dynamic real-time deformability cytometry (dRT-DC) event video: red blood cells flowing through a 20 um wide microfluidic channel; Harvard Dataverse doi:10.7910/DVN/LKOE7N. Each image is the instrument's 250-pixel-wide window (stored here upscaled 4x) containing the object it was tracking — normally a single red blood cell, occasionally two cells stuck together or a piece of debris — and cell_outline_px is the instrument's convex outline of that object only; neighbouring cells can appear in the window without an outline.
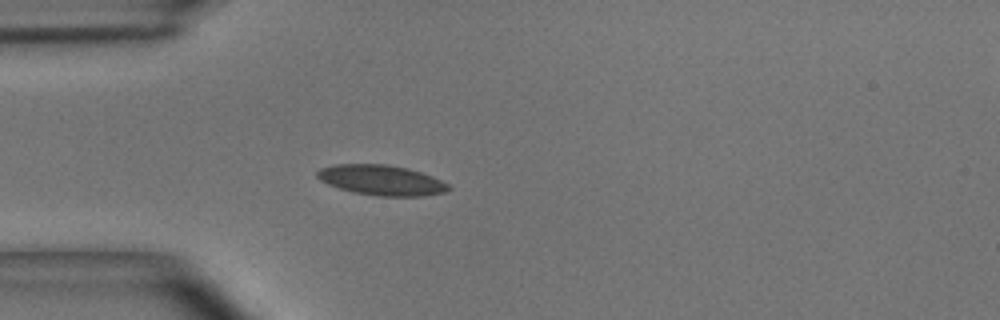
{"species": "common noctule bat (a hibernating species)", "species_latin": "Nyctalus noctula", "temperature_condition": "room temperature", "stored_images_in_passage": 16, "camera_frame_rate_fps": 3000, "um_per_image_px": 0.085, "animal": {"sex": "male", "body_mass_g": 15.6}, "frame": {"image": 1, "passage_image": 11, "time_ms": 3.333, "image_size_px": [1000, 320], "cell_outline_px": [[452, 188], [444, 192], [424, 196], [380, 196], [356, 192], [340, 188], [328, 184], [320, 180], [316, 176], [316, 172], [320, 168], [336, 164], [388, 164], [408, 168], [432, 176], [448, 184]], "centroid_in_image_um": [32.43, 15.3], "position_along_channel_um": 52.6, "area_um2": 23.0}}
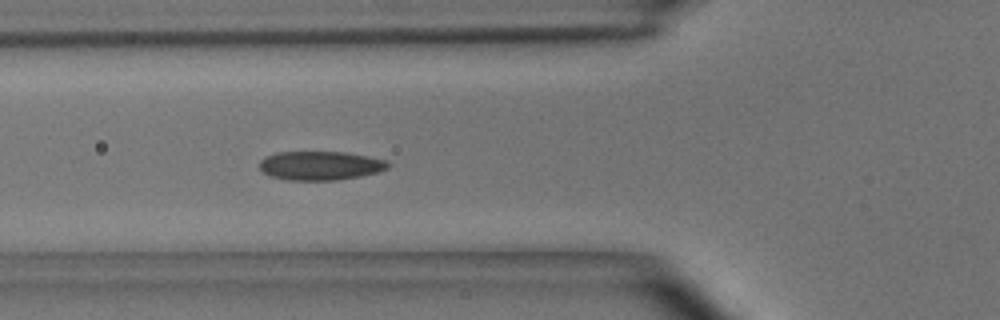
{"frame": {"image": 2, "passage_image": 15, "time_ms": 4.667, "image_size_px": [1000, 320], "cell_outline_px": [[392, 164], [388, 168], [376, 172], [360, 176], [336, 180], [288, 180], [272, 176], [264, 172], [260, 168], [260, 160], [264, 156], [276, 152], [344, 152], [368, 156], [388, 160]], "centroid_in_image_um": [27.24, 14.07], "position_along_channel_um": 98.6, "area_um2": 21.68}}